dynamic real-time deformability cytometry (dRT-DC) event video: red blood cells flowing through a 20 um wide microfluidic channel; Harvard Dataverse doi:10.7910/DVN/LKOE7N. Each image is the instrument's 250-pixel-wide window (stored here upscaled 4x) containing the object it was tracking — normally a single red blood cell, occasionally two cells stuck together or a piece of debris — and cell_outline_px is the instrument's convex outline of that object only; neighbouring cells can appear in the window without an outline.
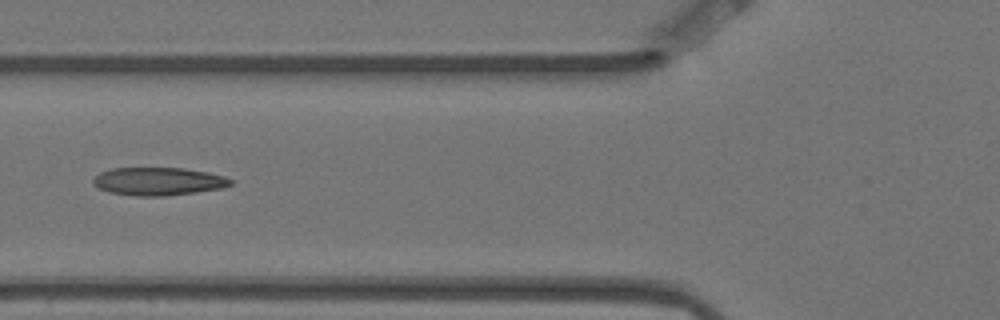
{"species": "Egyptian fruit bat (a non-hibernating species)", "species_latin": "Rousettus aegyptiacus", "temperature_condition": "warm", "stored_images_in_passage": 13, "camera_frame_rate_fps": 3000, "um_per_image_px": 0.085, "animal": {"sex": "female"}, "frame": {"image": 1, "passage_image": 4, "time_ms": 1.0, "image_size_px": [1000, 320], "cell_outline_px": [[232, 184], [224, 188], [168, 196], [136, 196], [112, 192], [100, 188], [92, 184], [92, 180], [100, 172], [112, 168], [184, 168], [208, 172], [224, 176], [232, 180]], "centroid_in_image_um": [13.49, 15.41], "position_along_channel_um": 112.3, "area_um2": 22.43}}
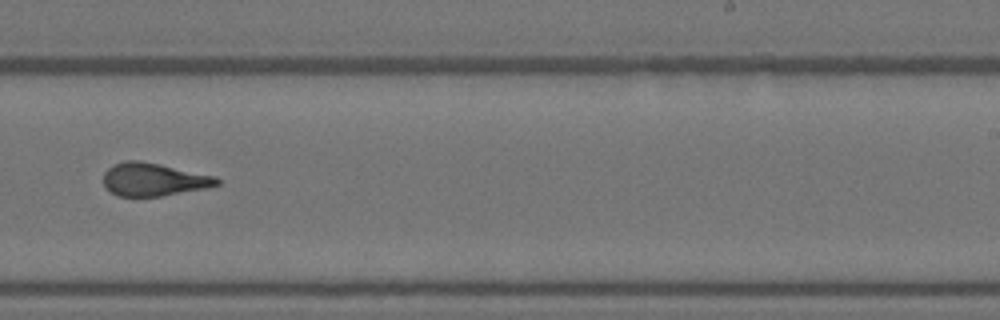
{"frame": {"image": 2, "passage_image": 8, "time_ms": 2.333, "image_size_px": [1000, 320], "cell_outline_px": [[220, 184], [208, 188], [160, 196], [116, 196], [104, 184], [104, 172], [112, 164], [124, 160], [140, 160], [160, 164], [216, 176], [220, 180]], "centroid_in_image_um": [13.07, 15.24], "position_along_channel_um": 275.9, "area_um2": 21.91}}
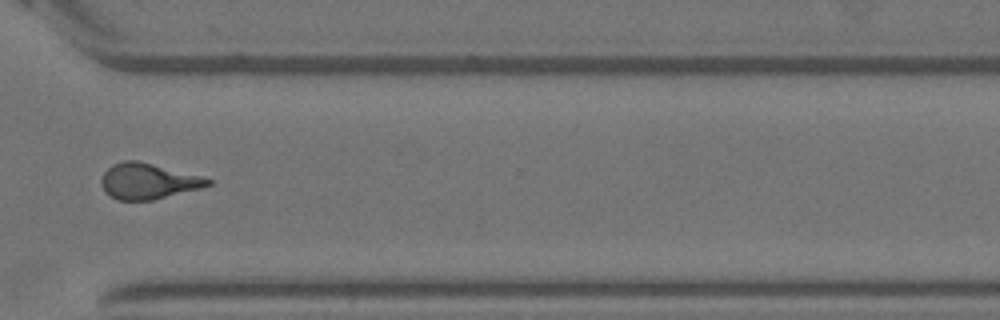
{"frame": {"image": 3, "passage_image": 10, "time_ms": 3.0, "image_size_px": [1000, 320], "cell_outline_px": [[212, 184], [200, 188], [152, 200], [116, 200], [104, 192], [100, 184], [100, 180], [104, 172], [112, 164], [124, 160], [140, 160], [204, 176], [212, 180]], "centroid_in_image_um": [12.57, 15.38], "position_along_channel_um": 358.0, "area_um2": 22.54}}